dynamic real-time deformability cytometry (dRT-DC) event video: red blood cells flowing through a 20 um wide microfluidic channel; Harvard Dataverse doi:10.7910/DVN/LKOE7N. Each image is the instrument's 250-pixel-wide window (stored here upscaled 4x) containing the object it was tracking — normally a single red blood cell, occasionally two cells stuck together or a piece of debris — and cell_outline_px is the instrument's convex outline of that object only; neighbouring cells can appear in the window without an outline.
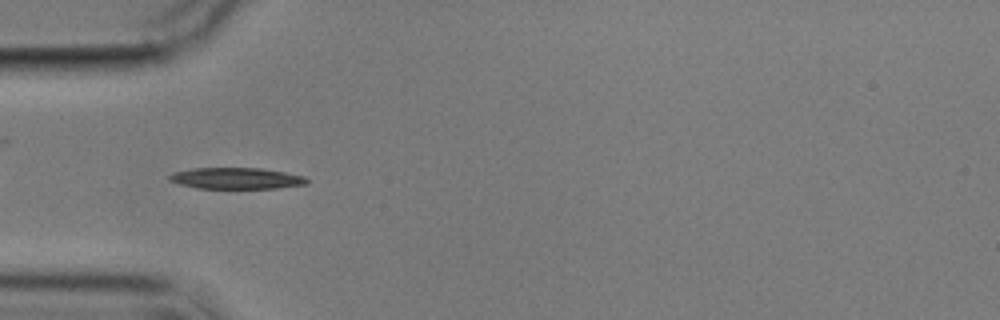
{"species": "common noctule bat (a hibernating species)", "species_latin": "Nyctalus noctula", "temperature_condition": "cold", "stored_images_in_passage": 12, "camera_frame_rate_fps": 3000, "um_per_image_px": 0.085, "animal": {"sex": "male", "body_mass_g": 17.9}, "frame": {"image": 1, "passage_image": 4, "time_ms": 4.333, "image_size_px": [1000, 320], "cell_outline_px": [[308, 184], [276, 188], [200, 188], [180, 184], [168, 180], [168, 176], [176, 172], [192, 168], [260, 168], [284, 172], [304, 176], [308, 180]], "centroid_in_image_um": [20.1, 15.15], "position_along_channel_um": 64.9, "area_um2": 16.88}}
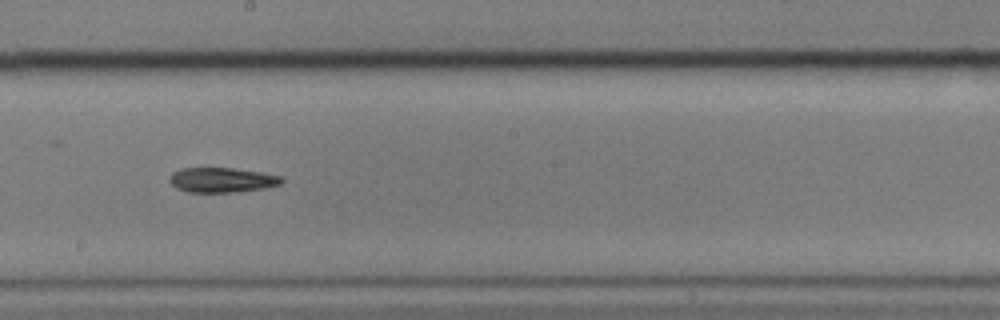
{"frame": {"image": 2, "passage_image": 8, "time_ms": 9.0, "image_size_px": [1000, 320], "cell_outline_px": [[284, 180], [280, 184], [264, 188], [236, 192], [188, 192], [176, 188], [168, 180], [172, 172], [180, 168], [232, 168], [260, 172], [284, 176]], "centroid_in_image_um": [18.86, 15.29], "position_along_channel_um": 229.3, "area_um2": 16.3}}
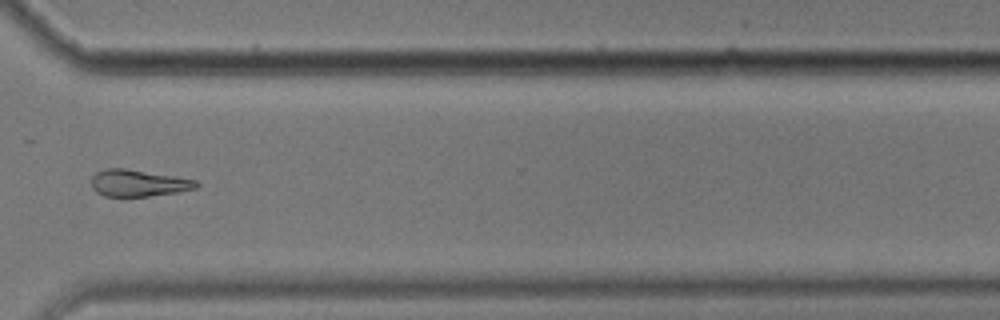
{"frame": {"image": 3, "passage_image": 11, "time_ms": 12.667, "image_size_px": [1000, 320], "cell_outline_px": [[200, 184], [196, 188], [176, 192], [148, 196], [104, 196], [96, 192], [92, 188], [92, 176], [96, 172], [104, 168], [124, 168], [196, 180]], "centroid_in_image_um": [11.72, 15.56], "position_along_channel_um": 358.9, "area_um2": 16.18}}